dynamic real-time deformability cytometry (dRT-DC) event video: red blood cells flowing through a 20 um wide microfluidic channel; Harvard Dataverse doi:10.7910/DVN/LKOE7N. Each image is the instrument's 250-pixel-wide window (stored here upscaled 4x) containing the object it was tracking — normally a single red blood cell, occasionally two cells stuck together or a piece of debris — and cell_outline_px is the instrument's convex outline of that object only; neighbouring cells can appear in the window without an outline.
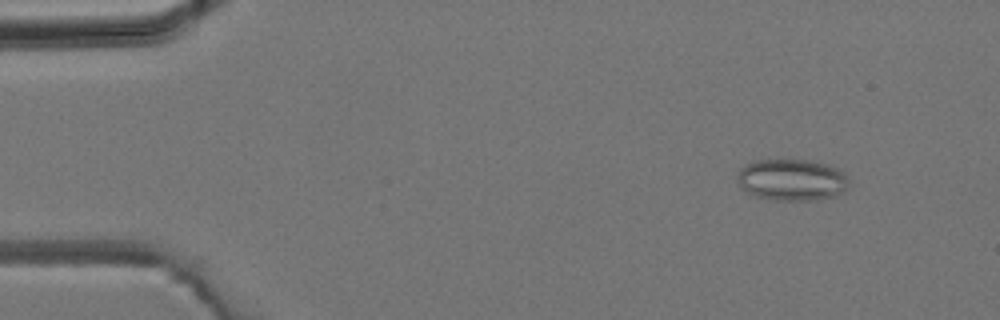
{"species": "common noctule bat (a hibernating species)", "species_latin": "Nyctalus noctula", "temperature_condition": "room temperature", "stored_images_in_passage": 8, "camera_frame_rate_fps": 3000, "um_per_image_px": 0.085, "animal": {"sex": "male", "body_mass_g": 19.2, "forearm_length_mm": 51.8}, "frame": {"image": 1, "passage_image": 2, "time_ms": 1.333, "image_size_px": [1000, 320], "cell_outline_px": [[848, 188], [844, 192], [836, 196], [816, 200], [776, 200], [756, 196], [740, 188], [736, 180], [736, 172], [740, 168], [752, 160], [780, 156], [812, 160], [828, 164], [840, 168], [848, 176]], "centroid_in_image_um": [67.29, 15.22], "position_along_channel_um": 17.7, "area_um2": 28.55}}
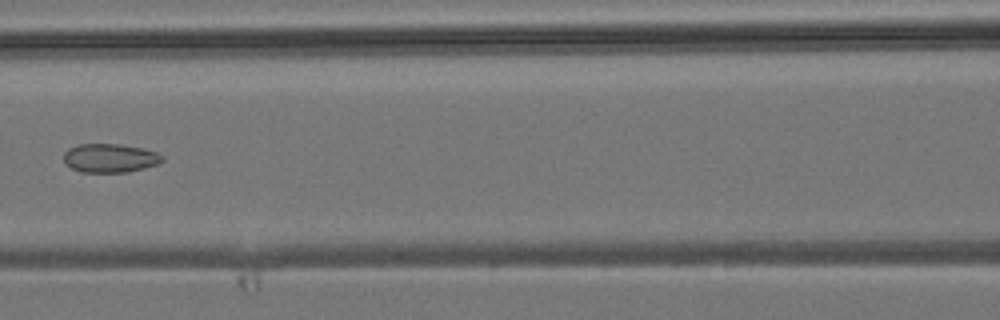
{"frame": {"image": 2, "passage_image": 7, "time_ms": 7.0, "image_size_px": [1000, 320], "cell_outline_px": [[164, 160], [156, 164], [144, 168], [128, 172], [80, 172], [64, 164], [64, 152], [68, 148], [76, 144], [120, 144], [144, 148], [156, 152], [164, 156]], "centroid_in_image_um": [9.33, 13.43], "position_along_channel_um": 157.3, "area_um2": 16.7}}
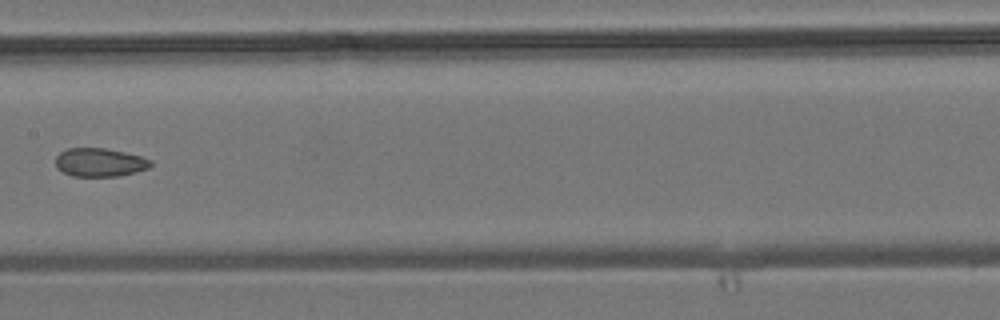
{"frame": {"image": 3, "passage_image": 8, "time_ms": 8.0, "image_size_px": [1000, 320], "cell_outline_px": [[152, 164], [148, 168], [120, 176], [72, 176], [56, 168], [56, 156], [60, 152], [68, 148], [104, 148], [124, 152], [140, 156], [152, 160]], "centroid_in_image_um": [8.46, 13.8], "position_along_channel_um": 198.9, "area_um2": 15.72}}